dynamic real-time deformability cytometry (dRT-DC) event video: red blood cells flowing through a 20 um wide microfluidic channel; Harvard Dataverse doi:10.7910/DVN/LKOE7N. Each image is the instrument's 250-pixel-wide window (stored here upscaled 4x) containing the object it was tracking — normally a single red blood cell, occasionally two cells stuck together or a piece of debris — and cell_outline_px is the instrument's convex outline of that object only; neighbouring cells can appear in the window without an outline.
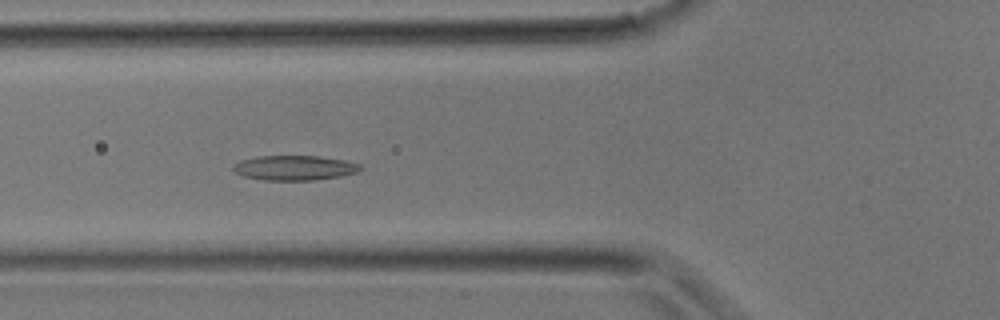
{"species": "common noctule bat (a hibernating species)", "species_latin": "Nyctalus noctula", "temperature_condition": "room temperature", "stored_images_in_passage": 24, "camera_frame_rate_fps": 3000, "um_per_image_px": 0.085, "animal": {"sex": "male", "body_mass_g": 17.9}, "frame": {"image": 1, "passage_image": 6, "time_ms": 1.667, "image_size_px": [1000, 320], "cell_outline_px": [[364, 168], [356, 172], [340, 176], [312, 180], [264, 180], [244, 176], [236, 172], [232, 168], [232, 164], [240, 160], [256, 156], [320, 156], [344, 160], [360, 164]], "centroid_in_image_um": [25.02, 14.26], "position_along_channel_um": 100.8, "area_um2": 18.38}}
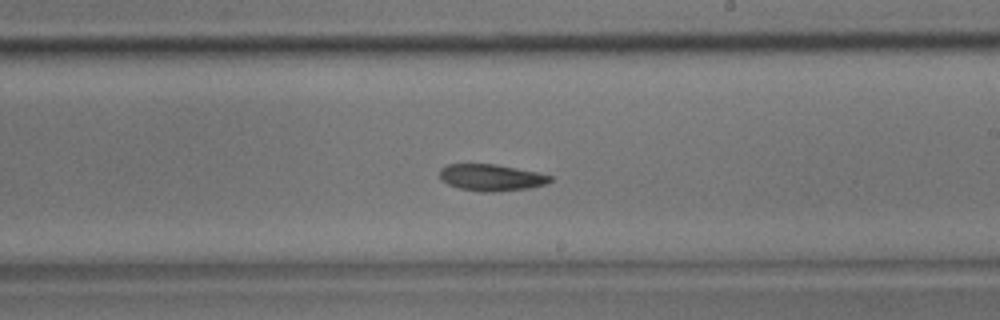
{"frame": {"image": 2, "passage_image": 13, "time_ms": 4.0, "image_size_px": [1000, 320], "cell_outline_px": [[552, 180], [544, 184], [528, 188], [492, 192], [480, 192], [460, 188], [448, 184], [440, 180], [440, 168], [448, 164], [496, 164], [536, 172], [552, 176]], "centroid_in_image_um": [41.72, 15.09], "position_along_channel_um": 247.3, "area_um2": 17.05}}
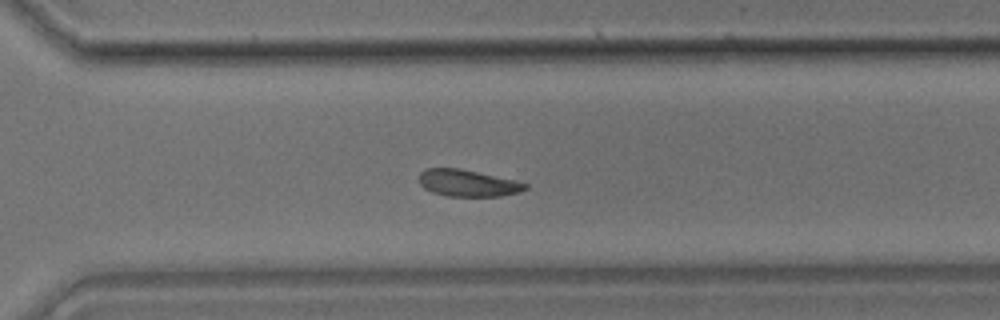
{"frame": {"image": 3, "passage_image": 17, "time_ms": 5.333, "image_size_px": [1000, 320], "cell_outline_px": [[528, 188], [520, 192], [500, 196], [444, 196], [432, 192], [424, 188], [420, 184], [420, 172], [424, 168], [460, 168], [516, 180], [528, 184]], "centroid_in_image_um": [39.76, 15.56], "position_along_channel_um": 330.8, "area_um2": 16.7}}